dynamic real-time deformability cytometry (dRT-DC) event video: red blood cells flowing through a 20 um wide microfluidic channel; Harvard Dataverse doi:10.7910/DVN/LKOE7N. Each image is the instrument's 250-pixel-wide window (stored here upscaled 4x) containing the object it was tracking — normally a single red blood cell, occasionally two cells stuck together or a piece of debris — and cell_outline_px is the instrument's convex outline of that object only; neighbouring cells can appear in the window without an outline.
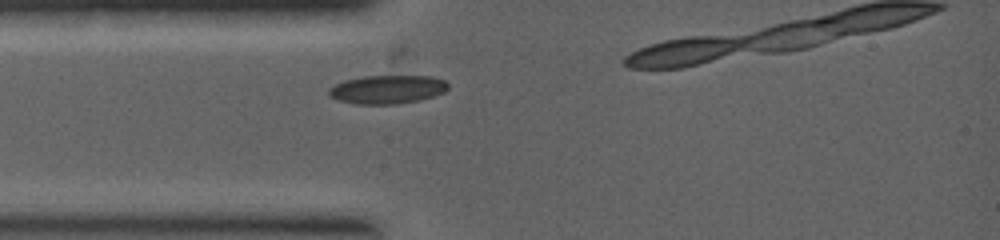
{"species": "common noctule bat (a hibernating species)", "species_latin": "Nyctalus noctula", "temperature_condition": "warm", "stored_images_in_passage": 3, "camera_frame_rate_fps": 5000, "um_per_image_px": 0.085, "animal": {"sex": "female", "body_mass_g": 19.0, "forearm_length_mm": 53.3}, "frame": {"image": 1, "passage_image": 1, "time_ms": 0.0, "image_size_px": [1000, 240], "cell_outline_px": [[448, 88], [444, 92], [432, 96], [416, 100], [396, 104], [356, 104], [340, 100], [328, 96], [328, 88], [344, 80], [364, 76], [432, 76], [444, 80], [448, 84]], "centroid_in_image_um": [32.9, 7.59], "position_along_channel_um": 52.1, "area_um2": 19.71}}